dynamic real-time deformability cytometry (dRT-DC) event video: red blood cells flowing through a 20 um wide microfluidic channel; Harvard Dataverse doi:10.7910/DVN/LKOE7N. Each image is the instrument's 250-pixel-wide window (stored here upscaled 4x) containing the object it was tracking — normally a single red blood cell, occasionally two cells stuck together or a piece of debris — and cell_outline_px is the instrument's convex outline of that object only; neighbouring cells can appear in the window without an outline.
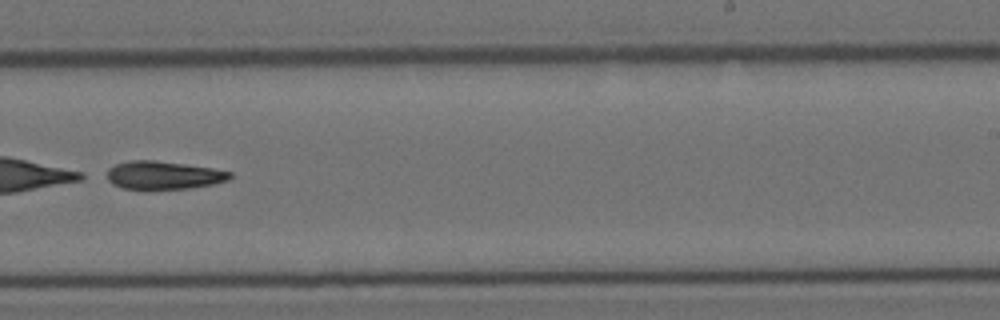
{"species": "Egyptian fruit bat (a non-hibernating species)", "species_latin": "Rousettus aegyptiacus", "temperature_condition": "cold", "stored_images_in_passage": 55, "camera_frame_rate_fps": 3000, "um_per_image_px": 0.085, "animal": {"sex": "female"}, "frame": {"image": 1, "passage_image": 35, "time_ms": 11.333, "image_size_px": [1000, 320], "cell_outline_px": [[232, 176], [228, 180], [212, 184], [188, 188], [144, 192], [124, 188], [112, 184], [108, 180], [108, 168], [116, 164], [132, 160], [152, 160], [184, 164], [212, 168], [232, 172]], "centroid_in_image_um": [13.86, 14.93], "position_along_channel_um": 275.1, "area_um2": 20.63}}